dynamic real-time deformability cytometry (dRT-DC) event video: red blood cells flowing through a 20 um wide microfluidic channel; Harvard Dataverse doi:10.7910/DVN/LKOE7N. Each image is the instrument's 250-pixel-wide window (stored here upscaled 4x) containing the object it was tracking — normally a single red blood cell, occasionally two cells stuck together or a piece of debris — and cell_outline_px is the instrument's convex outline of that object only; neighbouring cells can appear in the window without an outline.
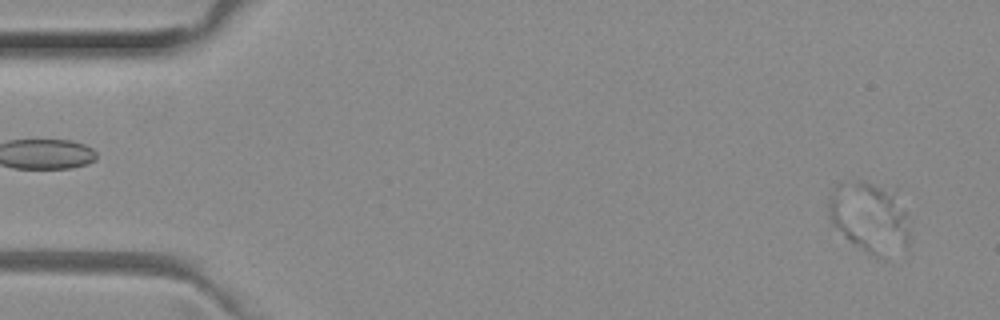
{"species": "common noctule bat (a hibernating species)", "species_latin": "Nyctalus noctula", "temperature_condition": "room temperature", "stored_images_in_passage": 12, "camera_frame_rate_fps": 3000, "um_per_image_px": 0.085, "animal": {"sex": "female", "body_mass_g": 29.2, "forearm_length_mm": 56.3}, "frame": {"image": 1, "passage_image": 3, "time_ms": 0.667, "image_size_px": [1000, 320], "cell_outline_px": [[908, 244], [888, 260], [884, 260], [868, 252], [848, 240], [832, 224], [828, 212], [828, 196], [836, 184], [844, 180], [860, 180], [896, 188], [904, 212], [908, 232]], "centroid_in_image_um": [73.89, 18.43], "position_along_channel_um": 11.1, "area_um2": 34.04}}